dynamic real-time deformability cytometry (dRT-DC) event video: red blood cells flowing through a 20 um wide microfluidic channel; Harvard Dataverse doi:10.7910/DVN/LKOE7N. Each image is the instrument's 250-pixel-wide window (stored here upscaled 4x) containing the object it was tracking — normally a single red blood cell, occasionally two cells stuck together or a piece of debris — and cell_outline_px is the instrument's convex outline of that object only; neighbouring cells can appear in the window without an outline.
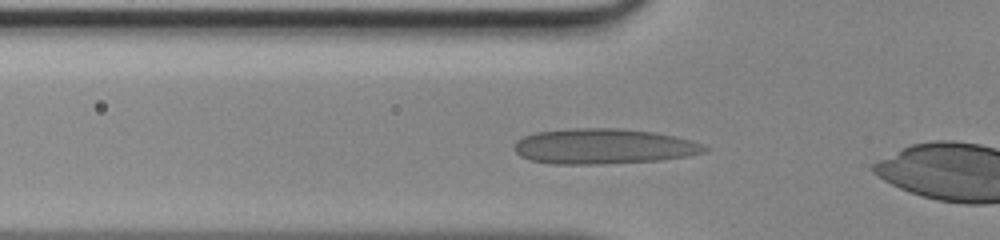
{"species": "human", "species_latin": "Homo sapiens", "temperature_condition": "room temperature", "stored_images_in_passage": 5, "camera_frame_rate_fps": 3000, "um_per_image_px": 0.085, "donor": {"sex": "male"}, "frame": {"image": 1, "passage_image": 3, "time_ms": 0.667, "image_size_px": [1000, 240], "cell_outline_px": [[708, 148], [704, 152], [688, 156], [660, 160], [600, 164], [552, 164], [532, 160], [520, 156], [516, 152], [512, 144], [516, 140], [524, 136], [536, 132], [572, 128], [620, 128], [652, 132], [676, 136], [692, 140], [704, 144]], "centroid_in_image_um": [51.29, 12.44], "position_along_channel_um": 74.5, "area_um2": 39.36}}